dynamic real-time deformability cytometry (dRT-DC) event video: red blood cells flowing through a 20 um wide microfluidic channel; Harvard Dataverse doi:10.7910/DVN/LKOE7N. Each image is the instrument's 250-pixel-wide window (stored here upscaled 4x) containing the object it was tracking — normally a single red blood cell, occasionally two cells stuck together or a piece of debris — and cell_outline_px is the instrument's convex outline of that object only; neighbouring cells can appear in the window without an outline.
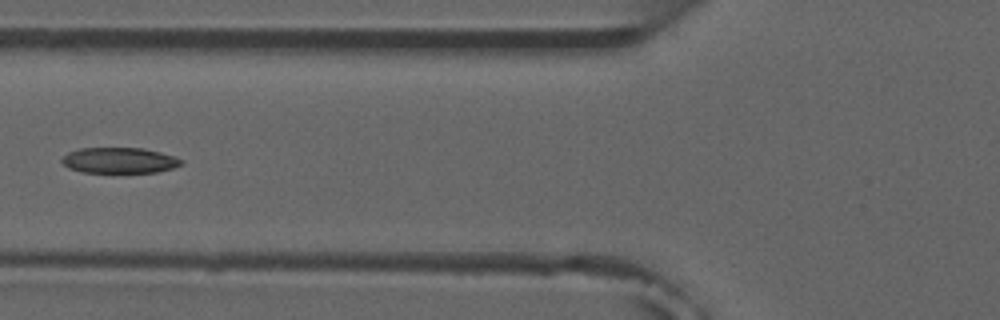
{"species": "common noctule bat (a hibernating species)", "species_latin": "Nyctalus noctula", "temperature_condition": "room temperature", "stored_images_in_passage": 3, "camera_frame_rate_fps": 3000, "um_per_image_px": 0.085, "animal": {"sex": "male", "forearm_length_mm": 52.5}, "frame": {"image": 1, "passage_image": 3, "time_ms": 3.0, "image_size_px": [1000, 320], "cell_outline_px": [[184, 164], [172, 168], [156, 172], [84, 172], [68, 168], [60, 160], [68, 152], [80, 148], [140, 148], [160, 152], [184, 160]], "centroid_in_image_um": [10.15, 13.63], "position_along_channel_um": 115.7, "area_um2": 17.74}}